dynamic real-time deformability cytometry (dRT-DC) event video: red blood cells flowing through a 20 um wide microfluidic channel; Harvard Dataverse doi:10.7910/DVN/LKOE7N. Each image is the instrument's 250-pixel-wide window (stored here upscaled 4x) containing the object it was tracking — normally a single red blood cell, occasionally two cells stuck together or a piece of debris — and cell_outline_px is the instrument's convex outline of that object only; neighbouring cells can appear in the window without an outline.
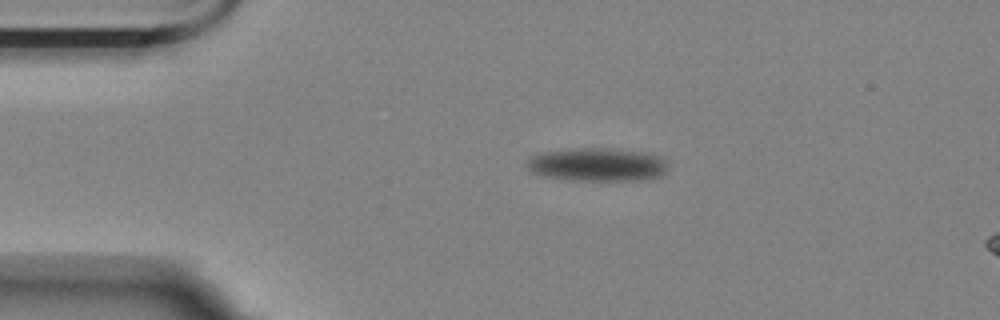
{"species": "Egyptian fruit bat (a non-hibernating species)", "species_latin": "Rousettus aegyptiacus", "temperature_condition": "room temperature", "stored_images_in_passage": 49, "camera_frame_rate_fps": 3000, "um_per_image_px": 0.085, "animal": {"sex": "female"}, "frame": {"image": 1, "passage_image": 1, "time_ms": 0.0, "image_size_px": [1000, 320], "cell_outline_px": [[668, 168], [664, 172], [656, 176], [640, 180], [576, 180], [544, 176], [532, 172], [528, 168], [528, 156], [544, 152], [572, 148], [608, 148], [644, 152], [660, 156], [668, 160]], "centroid_in_image_um": [50.78, 13.97], "position_along_channel_um": 34.2, "area_um2": 27.34}}
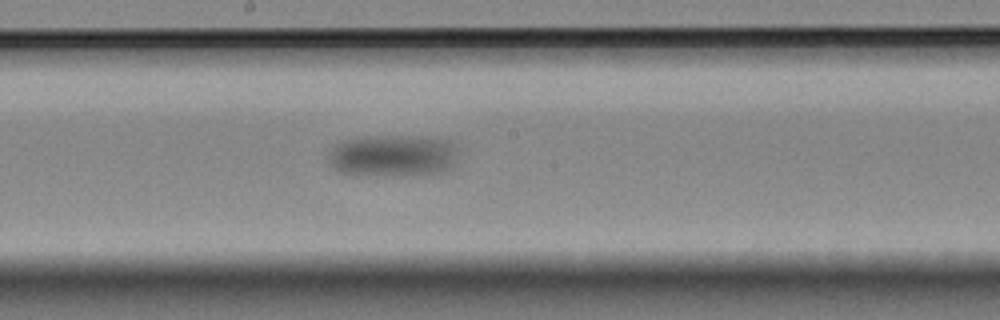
{"frame": {"image": 2, "passage_image": 22, "time_ms": 7.0, "image_size_px": [1000, 320], "cell_outline_px": [[452, 164], [444, 172], [340, 172], [332, 164], [332, 152], [336, 144], [344, 140], [364, 136], [404, 136], [452, 140]], "centroid_in_image_um": [33.38, 13.14], "position_along_channel_um": 214.8, "area_um2": 29.07}}
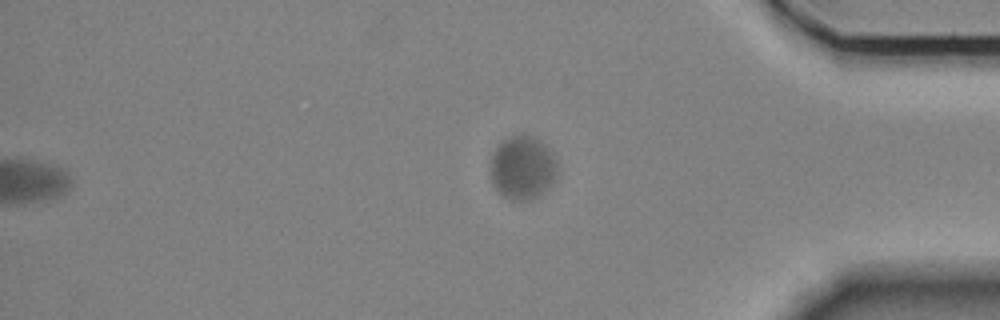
{"frame": {"image": 3, "passage_image": 41, "time_ms": 13.333, "image_size_px": [1000, 320], "cell_outline_px": [[560, 172], [536, 196], [528, 200], [512, 200], [504, 196], [496, 188], [492, 180], [492, 156], [496, 148], [508, 136], [524, 132], [540, 140], [556, 156]], "centroid_in_image_um": [44.45, 14.19], "position_along_channel_um": 390.7, "area_um2": 24.57}, "authors_computed_cell_mechanics": {"area_um2": 28.5532, "velocity_mm_per_s": 3.1413, "shape_relaxation_time_tau1_ms": 1.8376, "shape_relaxation_time_tau2_ms": null, "deformation_change_tau1": 0.0626, "deformation_change_tau2": null}}